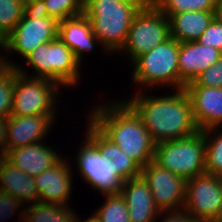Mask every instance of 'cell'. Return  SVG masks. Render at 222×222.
Masks as SVG:
<instances>
[{
	"mask_svg": "<svg viewBox=\"0 0 222 222\" xmlns=\"http://www.w3.org/2000/svg\"><path fill=\"white\" fill-rule=\"evenodd\" d=\"M168 18L185 11H217L218 0H150Z\"/></svg>",
	"mask_w": 222,
	"mask_h": 222,
	"instance_id": "cb8c5ba5",
	"label": "cell"
},
{
	"mask_svg": "<svg viewBox=\"0 0 222 222\" xmlns=\"http://www.w3.org/2000/svg\"><path fill=\"white\" fill-rule=\"evenodd\" d=\"M159 215L164 216L160 222H198L190 213L184 209L163 211L160 212ZM157 221L158 220L155 222Z\"/></svg>",
	"mask_w": 222,
	"mask_h": 222,
	"instance_id": "e575fe53",
	"label": "cell"
},
{
	"mask_svg": "<svg viewBox=\"0 0 222 222\" xmlns=\"http://www.w3.org/2000/svg\"><path fill=\"white\" fill-rule=\"evenodd\" d=\"M160 97L136 92L123 100L141 119L155 144L193 136L198 131L184 88ZM175 93V94H174Z\"/></svg>",
	"mask_w": 222,
	"mask_h": 222,
	"instance_id": "6da1fadb",
	"label": "cell"
},
{
	"mask_svg": "<svg viewBox=\"0 0 222 222\" xmlns=\"http://www.w3.org/2000/svg\"><path fill=\"white\" fill-rule=\"evenodd\" d=\"M103 196V205L94 212L100 222H130L128 208L121 193Z\"/></svg>",
	"mask_w": 222,
	"mask_h": 222,
	"instance_id": "d4e9b609",
	"label": "cell"
},
{
	"mask_svg": "<svg viewBox=\"0 0 222 222\" xmlns=\"http://www.w3.org/2000/svg\"><path fill=\"white\" fill-rule=\"evenodd\" d=\"M6 51V36L0 31V50Z\"/></svg>",
	"mask_w": 222,
	"mask_h": 222,
	"instance_id": "f35d334b",
	"label": "cell"
},
{
	"mask_svg": "<svg viewBox=\"0 0 222 222\" xmlns=\"http://www.w3.org/2000/svg\"><path fill=\"white\" fill-rule=\"evenodd\" d=\"M220 128L213 127L203 131L206 141L205 166L207 173L215 174L222 169V129L220 131Z\"/></svg>",
	"mask_w": 222,
	"mask_h": 222,
	"instance_id": "484cf974",
	"label": "cell"
},
{
	"mask_svg": "<svg viewBox=\"0 0 222 222\" xmlns=\"http://www.w3.org/2000/svg\"><path fill=\"white\" fill-rule=\"evenodd\" d=\"M205 146L200 130L193 136L156 144L154 161L185 180L192 179L206 172Z\"/></svg>",
	"mask_w": 222,
	"mask_h": 222,
	"instance_id": "5b68a950",
	"label": "cell"
},
{
	"mask_svg": "<svg viewBox=\"0 0 222 222\" xmlns=\"http://www.w3.org/2000/svg\"><path fill=\"white\" fill-rule=\"evenodd\" d=\"M58 38L65 43L74 53L75 58L82 64L84 52H92L95 45L100 44V48L109 52L101 45L100 40L92 31L91 22L84 14L68 17L58 22Z\"/></svg>",
	"mask_w": 222,
	"mask_h": 222,
	"instance_id": "2e32d148",
	"label": "cell"
},
{
	"mask_svg": "<svg viewBox=\"0 0 222 222\" xmlns=\"http://www.w3.org/2000/svg\"><path fill=\"white\" fill-rule=\"evenodd\" d=\"M187 85H199L204 87H222V56L211 67L201 72L194 81Z\"/></svg>",
	"mask_w": 222,
	"mask_h": 222,
	"instance_id": "4dcf8cb0",
	"label": "cell"
},
{
	"mask_svg": "<svg viewBox=\"0 0 222 222\" xmlns=\"http://www.w3.org/2000/svg\"><path fill=\"white\" fill-rule=\"evenodd\" d=\"M24 204L21 203L17 198L12 197L4 191L0 190V220L6 221L9 217L13 216L19 207H23Z\"/></svg>",
	"mask_w": 222,
	"mask_h": 222,
	"instance_id": "d6a6232c",
	"label": "cell"
},
{
	"mask_svg": "<svg viewBox=\"0 0 222 222\" xmlns=\"http://www.w3.org/2000/svg\"><path fill=\"white\" fill-rule=\"evenodd\" d=\"M81 64L73 51L58 36L50 41V79L63 88L75 87L79 83Z\"/></svg>",
	"mask_w": 222,
	"mask_h": 222,
	"instance_id": "ffe728a7",
	"label": "cell"
},
{
	"mask_svg": "<svg viewBox=\"0 0 222 222\" xmlns=\"http://www.w3.org/2000/svg\"><path fill=\"white\" fill-rule=\"evenodd\" d=\"M1 54V52H0ZM10 58H7L6 56H3L1 54L0 56V76L9 68V67H13L16 68L18 66V64H15L10 60H8ZM11 61V62H10Z\"/></svg>",
	"mask_w": 222,
	"mask_h": 222,
	"instance_id": "8d00e7d4",
	"label": "cell"
},
{
	"mask_svg": "<svg viewBox=\"0 0 222 222\" xmlns=\"http://www.w3.org/2000/svg\"><path fill=\"white\" fill-rule=\"evenodd\" d=\"M80 3L84 6L86 5L90 0H79Z\"/></svg>",
	"mask_w": 222,
	"mask_h": 222,
	"instance_id": "7bdbcfd3",
	"label": "cell"
},
{
	"mask_svg": "<svg viewBox=\"0 0 222 222\" xmlns=\"http://www.w3.org/2000/svg\"><path fill=\"white\" fill-rule=\"evenodd\" d=\"M20 211V212H19ZM19 211H17L19 214V216H18V221L17 222H24V209L23 210H19ZM22 212V213H21ZM20 217V218H19ZM20 220V221H19Z\"/></svg>",
	"mask_w": 222,
	"mask_h": 222,
	"instance_id": "b9f144b4",
	"label": "cell"
},
{
	"mask_svg": "<svg viewBox=\"0 0 222 222\" xmlns=\"http://www.w3.org/2000/svg\"><path fill=\"white\" fill-rule=\"evenodd\" d=\"M148 0H90L84 14L101 45L111 54L124 46L135 14Z\"/></svg>",
	"mask_w": 222,
	"mask_h": 222,
	"instance_id": "3957f363",
	"label": "cell"
},
{
	"mask_svg": "<svg viewBox=\"0 0 222 222\" xmlns=\"http://www.w3.org/2000/svg\"><path fill=\"white\" fill-rule=\"evenodd\" d=\"M121 195L125 199L130 222H155L160 217L148 184L141 175L124 181Z\"/></svg>",
	"mask_w": 222,
	"mask_h": 222,
	"instance_id": "ac0fdd59",
	"label": "cell"
},
{
	"mask_svg": "<svg viewBox=\"0 0 222 222\" xmlns=\"http://www.w3.org/2000/svg\"><path fill=\"white\" fill-rule=\"evenodd\" d=\"M7 118L0 116V157L5 155Z\"/></svg>",
	"mask_w": 222,
	"mask_h": 222,
	"instance_id": "d590c367",
	"label": "cell"
},
{
	"mask_svg": "<svg viewBox=\"0 0 222 222\" xmlns=\"http://www.w3.org/2000/svg\"><path fill=\"white\" fill-rule=\"evenodd\" d=\"M56 152V148L44 141L9 150L4 157L21 171L35 177L64 159Z\"/></svg>",
	"mask_w": 222,
	"mask_h": 222,
	"instance_id": "e0dca14e",
	"label": "cell"
},
{
	"mask_svg": "<svg viewBox=\"0 0 222 222\" xmlns=\"http://www.w3.org/2000/svg\"><path fill=\"white\" fill-rule=\"evenodd\" d=\"M27 206L24 207V222H76L78 215L71 205L36 201Z\"/></svg>",
	"mask_w": 222,
	"mask_h": 222,
	"instance_id": "603a6c76",
	"label": "cell"
},
{
	"mask_svg": "<svg viewBox=\"0 0 222 222\" xmlns=\"http://www.w3.org/2000/svg\"><path fill=\"white\" fill-rule=\"evenodd\" d=\"M15 68L9 67L0 76V116L8 118L13 109Z\"/></svg>",
	"mask_w": 222,
	"mask_h": 222,
	"instance_id": "f546056e",
	"label": "cell"
},
{
	"mask_svg": "<svg viewBox=\"0 0 222 222\" xmlns=\"http://www.w3.org/2000/svg\"><path fill=\"white\" fill-rule=\"evenodd\" d=\"M183 209L198 222H219L222 219V185L215 174L205 172L186 180Z\"/></svg>",
	"mask_w": 222,
	"mask_h": 222,
	"instance_id": "ba28073f",
	"label": "cell"
},
{
	"mask_svg": "<svg viewBox=\"0 0 222 222\" xmlns=\"http://www.w3.org/2000/svg\"><path fill=\"white\" fill-rule=\"evenodd\" d=\"M216 16L222 21V0H218Z\"/></svg>",
	"mask_w": 222,
	"mask_h": 222,
	"instance_id": "ab89813d",
	"label": "cell"
},
{
	"mask_svg": "<svg viewBox=\"0 0 222 222\" xmlns=\"http://www.w3.org/2000/svg\"><path fill=\"white\" fill-rule=\"evenodd\" d=\"M76 222H100L99 219L94 215L91 214L90 217H88L87 219L81 220L80 217H76Z\"/></svg>",
	"mask_w": 222,
	"mask_h": 222,
	"instance_id": "74e56055",
	"label": "cell"
},
{
	"mask_svg": "<svg viewBox=\"0 0 222 222\" xmlns=\"http://www.w3.org/2000/svg\"><path fill=\"white\" fill-rule=\"evenodd\" d=\"M55 117L48 115H10L7 118L5 154L9 150L47 140L50 129L53 128L52 124L55 123Z\"/></svg>",
	"mask_w": 222,
	"mask_h": 222,
	"instance_id": "7c38bea8",
	"label": "cell"
},
{
	"mask_svg": "<svg viewBox=\"0 0 222 222\" xmlns=\"http://www.w3.org/2000/svg\"><path fill=\"white\" fill-rule=\"evenodd\" d=\"M62 86L48 78L23 75L15 68V88L11 115L55 116L59 89ZM57 98V99H56Z\"/></svg>",
	"mask_w": 222,
	"mask_h": 222,
	"instance_id": "52a82bcc",
	"label": "cell"
},
{
	"mask_svg": "<svg viewBox=\"0 0 222 222\" xmlns=\"http://www.w3.org/2000/svg\"><path fill=\"white\" fill-rule=\"evenodd\" d=\"M197 41L222 52V21L216 16Z\"/></svg>",
	"mask_w": 222,
	"mask_h": 222,
	"instance_id": "1f68e13d",
	"label": "cell"
},
{
	"mask_svg": "<svg viewBox=\"0 0 222 222\" xmlns=\"http://www.w3.org/2000/svg\"><path fill=\"white\" fill-rule=\"evenodd\" d=\"M194 122L199 130L222 127V87L185 85Z\"/></svg>",
	"mask_w": 222,
	"mask_h": 222,
	"instance_id": "4fadbf2b",
	"label": "cell"
},
{
	"mask_svg": "<svg viewBox=\"0 0 222 222\" xmlns=\"http://www.w3.org/2000/svg\"><path fill=\"white\" fill-rule=\"evenodd\" d=\"M23 15L28 19H40L49 17L44 0H33L24 2Z\"/></svg>",
	"mask_w": 222,
	"mask_h": 222,
	"instance_id": "836d02e7",
	"label": "cell"
},
{
	"mask_svg": "<svg viewBox=\"0 0 222 222\" xmlns=\"http://www.w3.org/2000/svg\"><path fill=\"white\" fill-rule=\"evenodd\" d=\"M216 178L218 180V182L222 185V169L218 170L216 173Z\"/></svg>",
	"mask_w": 222,
	"mask_h": 222,
	"instance_id": "60d3db41",
	"label": "cell"
},
{
	"mask_svg": "<svg viewBox=\"0 0 222 222\" xmlns=\"http://www.w3.org/2000/svg\"><path fill=\"white\" fill-rule=\"evenodd\" d=\"M65 158L51 169L33 177L38 193V201L69 205L70 196L73 195L71 193L73 169Z\"/></svg>",
	"mask_w": 222,
	"mask_h": 222,
	"instance_id": "5bb4252c",
	"label": "cell"
},
{
	"mask_svg": "<svg viewBox=\"0 0 222 222\" xmlns=\"http://www.w3.org/2000/svg\"><path fill=\"white\" fill-rule=\"evenodd\" d=\"M49 17L60 22L84 12V6L79 0H44Z\"/></svg>",
	"mask_w": 222,
	"mask_h": 222,
	"instance_id": "f1b7e54d",
	"label": "cell"
},
{
	"mask_svg": "<svg viewBox=\"0 0 222 222\" xmlns=\"http://www.w3.org/2000/svg\"><path fill=\"white\" fill-rule=\"evenodd\" d=\"M222 56V52L198 41L179 44L178 67L179 89H182L203 71L211 67Z\"/></svg>",
	"mask_w": 222,
	"mask_h": 222,
	"instance_id": "9a60e30c",
	"label": "cell"
},
{
	"mask_svg": "<svg viewBox=\"0 0 222 222\" xmlns=\"http://www.w3.org/2000/svg\"><path fill=\"white\" fill-rule=\"evenodd\" d=\"M179 44L180 42L170 37L131 63L133 67L131 80L140 87L139 91L143 89L142 87L149 89L156 86L179 89Z\"/></svg>",
	"mask_w": 222,
	"mask_h": 222,
	"instance_id": "277c9868",
	"label": "cell"
},
{
	"mask_svg": "<svg viewBox=\"0 0 222 222\" xmlns=\"http://www.w3.org/2000/svg\"><path fill=\"white\" fill-rule=\"evenodd\" d=\"M170 38V22L151 1H147L135 14L127 40L119 51L134 61ZM123 51V52H122Z\"/></svg>",
	"mask_w": 222,
	"mask_h": 222,
	"instance_id": "8992f818",
	"label": "cell"
},
{
	"mask_svg": "<svg viewBox=\"0 0 222 222\" xmlns=\"http://www.w3.org/2000/svg\"><path fill=\"white\" fill-rule=\"evenodd\" d=\"M26 64L28 67L31 66V69L36 72V74L31 75L27 73V68H22L24 66L18 65L16 67L17 71L23 75L39 77V78H48L50 79V42L42 44L36 48L32 53H30L26 58ZM25 70V71H24Z\"/></svg>",
	"mask_w": 222,
	"mask_h": 222,
	"instance_id": "4316f807",
	"label": "cell"
},
{
	"mask_svg": "<svg viewBox=\"0 0 222 222\" xmlns=\"http://www.w3.org/2000/svg\"><path fill=\"white\" fill-rule=\"evenodd\" d=\"M58 34V22L52 17L28 19L24 15L6 36V52H15L25 59L36 48L54 40Z\"/></svg>",
	"mask_w": 222,
	"mask_h": 222,
	"instance_id": "8fae6325",
	"label": "cell"
},
{
	"mask_svg": "<svg viewBox=\"0 0 222 222\" xmlns=\"http://www.w3.org/2000/svg\"><path fill=\"white\" fill-rule=\"evenodd\" d=\"M93 109L87 119L141 168L154 160L156 144L141 119L123 99L97 104Z\"/></svg>",
	"mask_w": 222,
	"mask_h": 222,
	"instance_id": "7a4b0ae2",
	"label": "cell"
},
{
	"mask_svg": "<svg viewBox=\"0 0 222 222\" xmlns=\"http://www.w3.org/2000/svg\"><path fill=\"white\" fill-rule=\"evenodd\" d=\"M147 182L156 208L160 211L183 209L185 203L186 180L161 167L154 160L141 170Z\"/></svg>",
	"mask_w": 222,
	"mask_h": 222,
	"instance_id": "30bf717a",
	"label": "cell"
},
{
	"mask_svg": "<svg viewBox=\"0 0 222 222\" xmlns=\"http://www.w3.org/2000/svg\"><path fill=\"white\" fill-rule=\"evenodd\" d=\"M0 190L21 203L38 201V193L33 177L21 171L4 156L0 157Z\"/></svg>",
	"mask_w": 222,
	"mask_h": 222,
	"instance_id": "44dd1931",
	"label": "cell"
},
{
	"mask_svg": "<svg viewBox=\"0 0 222 222\" xmlns=\"http://www.w3.org/2000/svg\"><path fill=\"white\" fill-rule=\"evenodd\" d=\"M85 137L100 151L103 157L114 161L116 176L124 181L141 175L142 168L116 144L110 141L90 120Z\"/></svg>",
	"mask_w": 222,
	"mask_h": 222,
	"instance_id": "d6986e66",
	"label": "cell"
},
{
	"mask_svg": "<svg viewBox=\"0 0 222 222\" xmlns=\"http://www.w3.org/2000/svg\"><path fill=\"white\" fill-rule=\"evenodd\" d=\"M23 0H0V31L7 36L23 16Z\"/></svg>",
	"mask_w": 222,
	"mask_h": 222,
	"instance_id": "83f0119b",
	"label": "cell"
},
{
	"mask_svg": "<svg viewBox=\"0 0 222 222\" xmlns=\"http://www.w3.org/2000/svg\"><path fill=\"white\" fill-rule=\"evenodd\" d=\"M84 141L74 158L81 178L103 195L121 193L124 180L116 176L114 161L103 157L87 138Z\"/></svg>",
	"mask_w": 222,
	"mask_h": 222,
	"instance_id": "9c48e42d",
	"label": "cell"
},
{
	"mask_svg": "<svg viewBox=\"0 0 222 222\" xmlns=\"http://www.w3.org/2000/svg\"><path fill=\"white\" fill-rule=\"evenodd\" d=\"M216 17V11H185L169 17L170 37L178 42L197 41Z\"/></svg>",
	"mask_w": 222,
	"mask_h": 222,
	"instance_id": "7402d4cb",
	"label": "cell"
}]
</instances>
